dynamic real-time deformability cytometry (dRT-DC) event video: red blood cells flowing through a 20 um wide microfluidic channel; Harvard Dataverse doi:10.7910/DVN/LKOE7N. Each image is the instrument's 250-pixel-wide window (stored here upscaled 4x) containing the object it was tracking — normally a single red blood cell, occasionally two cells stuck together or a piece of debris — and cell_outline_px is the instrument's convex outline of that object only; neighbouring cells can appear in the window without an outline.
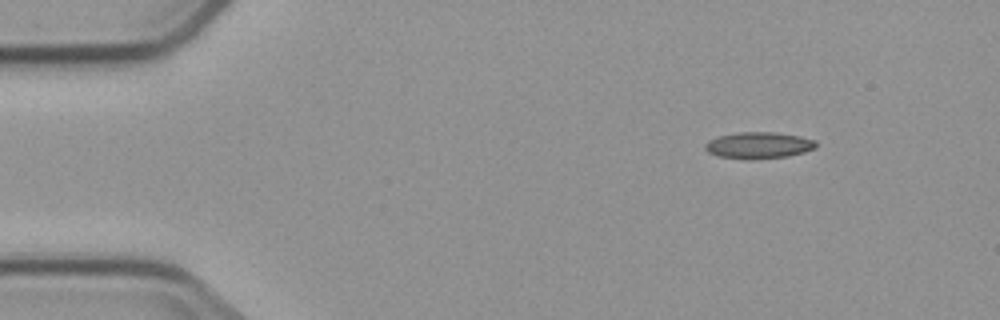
{"species": "common noctule bat (a hibernating species)", "species_latin": "Nyctalus noctula", "temperature_condition": "cold", "stored_images_in_passage": 6, "camera_frame_rate_fps": 3000, "um_per_image_px": 0.085, "animal": {"sex": "male", "body_mass_g": 23.1, "forearm_length_mm": 52.7}, "frame": {"image": 1, "passage_image": 1, "time_ms": 0.0, "image_size_px": [1000, 320], "cell_outline_px": [[816, 148], [804, 152], [788, 156], [752, 160], [720, 156], [708, 152], [704, 148], [704, 144], [708, 140], [720, 136], [736, 132], [776, 132], [800, 136], [816, 140]], "centroid_in_image_um": [64.5, 12.35], "position_along_channel_um": 20.5, "area_um2": 17.22}}
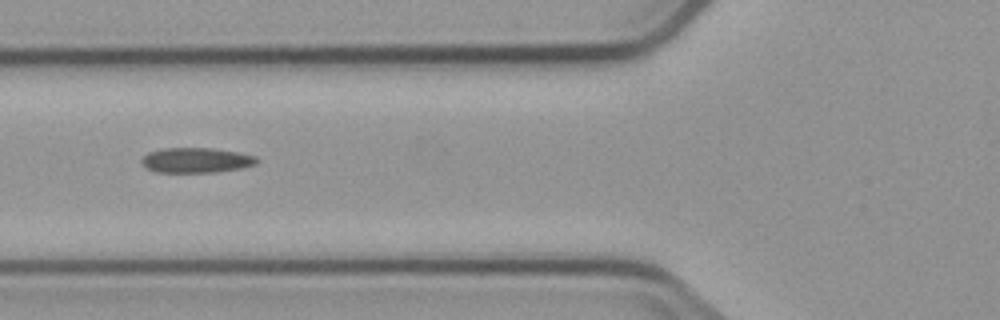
{"frame": {"image": 2, "passage_image": 5, "time_ms": 4.667, "image_size_px": [1000, 320], "cell_outline_px": [[260, 160], [256, 164], [240, 168], [216, 172], [156, 172], [148, 168], [140, 160], [148, 152], [164, 148], [212, 148], [236, 152], [256, 156]], "centroid_in_image_um": [16.69, 13.61], "position_along_channel_um": 109.1, "area_um2": 16.7}}
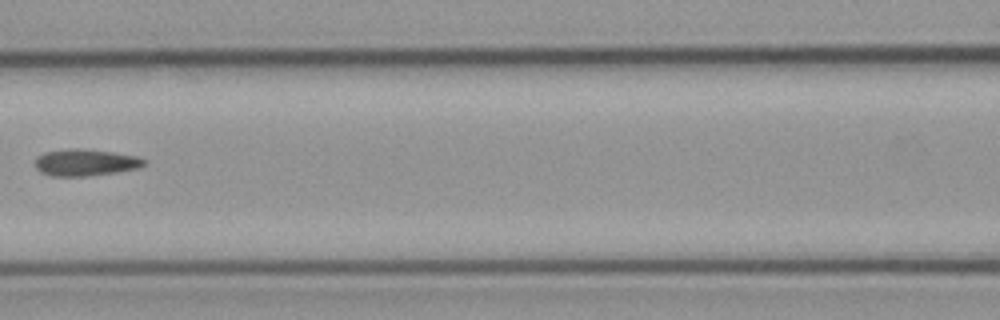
{"frame": {"image": 3, "passage_image": 6, "time_ms": 6.0, "image_size_px": [1000, 320], "cell_outline_px": [[144, 164], [136, 168], [116, 172], [88, 176], [48, 176], [40, 172], [36, 168], [36, 156], [44, 152], [68, 148], [76, 148], [112, 152], [136, 156], [144, 160]], "centroid_in_image_um": [7.18, 13.81], "position_along_channel_um": 159.4, "area_um2": 16.88}}